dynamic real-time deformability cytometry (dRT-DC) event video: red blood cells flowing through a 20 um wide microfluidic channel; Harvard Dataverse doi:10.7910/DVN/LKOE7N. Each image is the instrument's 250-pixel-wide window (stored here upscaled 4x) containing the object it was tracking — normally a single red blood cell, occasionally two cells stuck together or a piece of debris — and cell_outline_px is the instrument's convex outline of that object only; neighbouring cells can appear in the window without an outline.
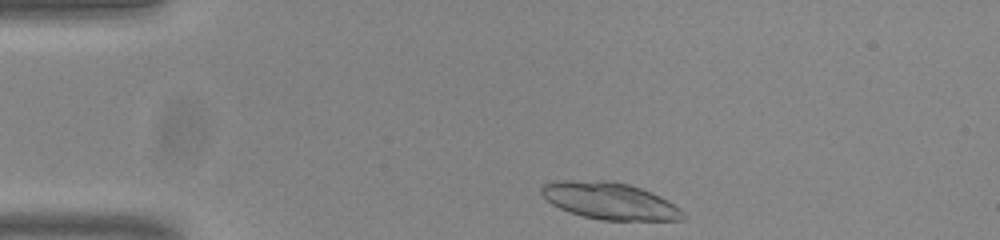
{"species": "common noctule bat (a hibernating species)", "species_latin": "Nyctalus noctula", "temperature_condition": "room temperature", "stored_images_in_passage": 44, "camera_frame_rate_fps": 3000, "um_per_image_px": 0.085, "animal": {"sex": "male", "body_mass_g": 20.0, "forearm_length_mm": 53.3}, "frame": {"image": 1, "passage_image": 1, "time_ms": 0.0, "image_size_px": [1000, 240], "cell_outline_px": [[688, 216], [684, 220], [600, 220], [568, 212], [552, 204], [540, 192], [540, 184], [548, 180], [604, 180], [628, 184], [652, 192], [668, 200], [680, 208]], "centroid_in_image_um": [51.81, 17.06], "position_along_channel_um": 33.2, "area_um2": 30.87}}